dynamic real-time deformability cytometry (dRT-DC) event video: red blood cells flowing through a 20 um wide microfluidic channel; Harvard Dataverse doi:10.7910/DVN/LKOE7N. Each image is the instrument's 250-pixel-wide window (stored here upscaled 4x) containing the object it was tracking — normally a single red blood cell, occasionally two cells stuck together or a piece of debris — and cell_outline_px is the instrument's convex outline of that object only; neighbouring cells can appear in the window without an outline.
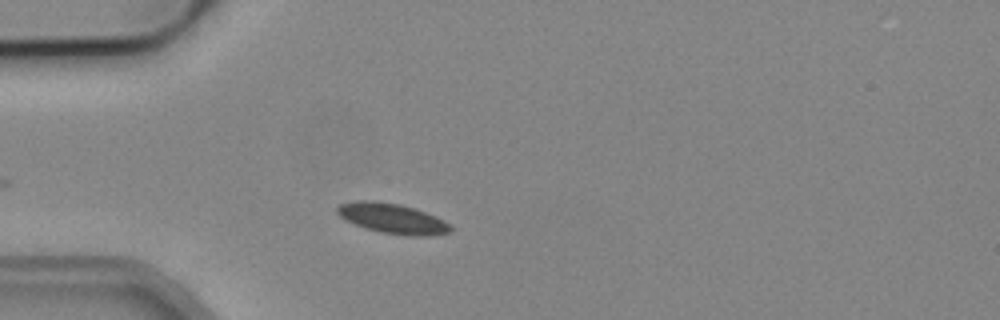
{"species": "common noctule bat (a hibernating species)", "species_latin": "Nyctalus noctula", "temperature_condition": "cold", "stored_images_in_passage": 3, "camera_frame_rate_fps": 3000, "um_per_image_px": 0.085, "animal": {"sex": "male", "body_mass_g": 19.2, "forearm_length_mm": 51.8}, "frame": {"image": 1, "passage_image": 3, "time_ms": 0.667, "image_size_px": [1000, 320], "cell_outline_px": [[452, 232], [428, 236], [408, 236], [380, 232], [364, 228], [344, 220], [336, 212], [336, 208], [340, 204], [356, 200], [376, 200], [400, 204], [416, 208], [436, 216], [444, 220], [452, 228]], "centroid_in_image_um": [33.34, 18.56], "position_along_channel_um": 51.7, "area_um2": 20.23}}